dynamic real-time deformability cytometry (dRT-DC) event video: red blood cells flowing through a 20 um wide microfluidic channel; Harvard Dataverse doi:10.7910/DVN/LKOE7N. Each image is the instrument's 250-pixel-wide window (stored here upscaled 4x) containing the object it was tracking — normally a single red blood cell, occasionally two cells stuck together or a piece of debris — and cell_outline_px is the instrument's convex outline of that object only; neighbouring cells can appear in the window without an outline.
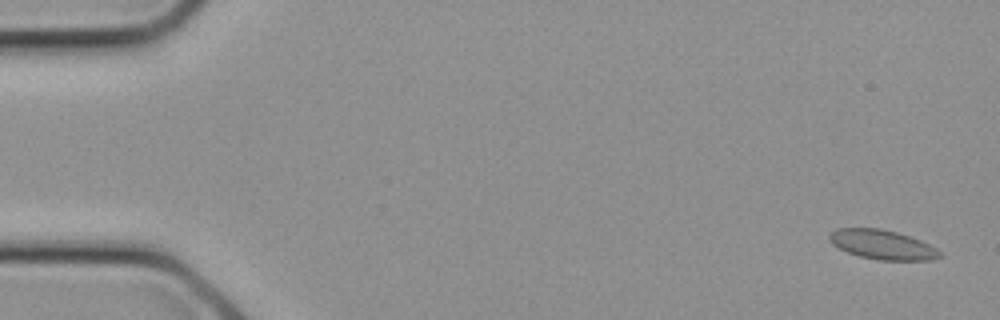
{"species": "common noctule bat (a hibernating species)", "species_latin": "Nyctalus noctula", "temperature_condition": "cold", "stored_images_in_passage": 6, "camera_frame_rate_fps": 3000, "um_per_image_px": 0.085, "animal": {"sex": "female", "body_mass_g": 21.9}, "frame": {"image": 1, "passage_image": 1, "time_ms": 0.0, "image_size_px": [1000, 320], "cell_outline_px": [[944, 256], [932, 260], [880, 260], [860, 256], [848, 252], [832, 244], [828, 236], [836, 228], [880, 228], [896, 232], [920, 240], [936, 248]], "centroid_in_image_um": [75.02, 20.79], "position_along_channel_um": 10.0, "area_um2": 18.79}}